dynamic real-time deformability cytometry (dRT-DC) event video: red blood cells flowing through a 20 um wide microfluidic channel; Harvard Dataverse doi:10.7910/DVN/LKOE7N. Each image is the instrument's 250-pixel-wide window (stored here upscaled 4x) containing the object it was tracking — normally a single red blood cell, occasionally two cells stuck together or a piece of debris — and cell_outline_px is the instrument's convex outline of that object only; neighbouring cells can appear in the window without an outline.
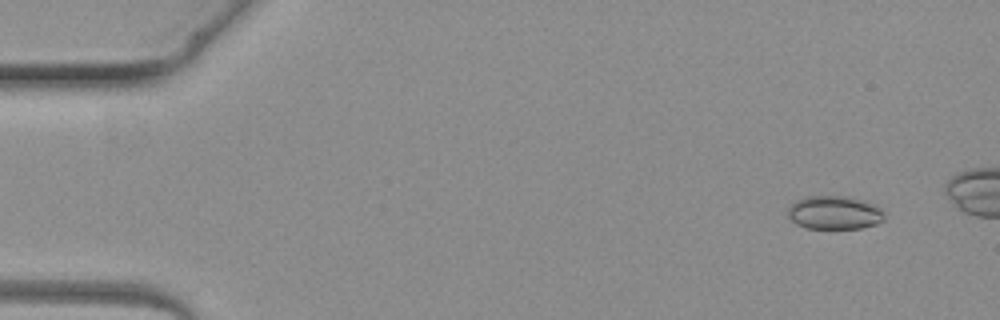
{"species": "common noctule bat (a hibernating species)", "species_latin": "Nyctalus noctula", "temperature_condition": "warm", "stored_images_in_passage": 3, "camera_frame_rate_fps": 3000, "um_per_image_px": 0.085, "animal": {"sex": "female", "body_mass_g": 19.3, "forearm_length_mm": 54.1}, "frame": {"image": 1, "passage_image": 3, "time_ms": 3.667, "image_size_px": [1000, 320], "cell_outline_px": [[884, 220], [876, 224], [860, 228], [808, 228], [796, 224], [788, 216], [788, 208], [796, 200], [808, 196], [844, 196], [860, 200], [872, 204], [880, 208], [884, 212]], "centroid_in_image_um": [70.91, 18.08], "position_along_channel_um": 14.1, "area_um2": 18.61}}